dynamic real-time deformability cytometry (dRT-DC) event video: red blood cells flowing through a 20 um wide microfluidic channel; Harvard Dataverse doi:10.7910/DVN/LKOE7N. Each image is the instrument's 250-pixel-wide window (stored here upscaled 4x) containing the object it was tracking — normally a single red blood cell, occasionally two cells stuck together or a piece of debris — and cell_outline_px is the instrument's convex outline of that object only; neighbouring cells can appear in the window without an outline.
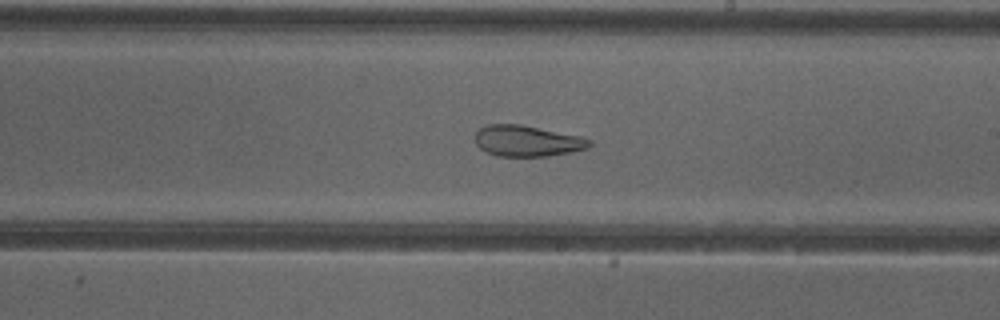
{"species": "common noctule bat (a hibernating species)", "species_latin": "Nyctalus noctula", "temperature_condition": "cold", "stored_images_in_passage": 50, "camera_frame_rate_fps": 3000, "um_per_image_px": 0.085, "animal": {"sex": "female"}, "frame": {"image": 1, "passage_image": 29, "time_ms": 9.333, "image_size_px": [1000, 320], "cell_outline_px": [[592, 144], [588, 148], [572, 152], [548, 156], [496, 156], [480, 148], [476, 144], [476, 132], [480, 128], [488, 124], [520, 124], [580, 136], [592, 140]], "centroid_in_image_um": [44.83, 11.98], "position_along_channel_um": 244.2, "area_um2": 20.63}, "authors_computed_cell_mechanics": {"area_um2": 27.9174, "velocity_mm_per_s": 3.9674, "shape_relaxation_time_tau1_ms": null, "shape_relaxation_time_tau2_ms": 2.0399, "deformation_change_tau1": null, "deformation_change_tau2": 0.1003}}